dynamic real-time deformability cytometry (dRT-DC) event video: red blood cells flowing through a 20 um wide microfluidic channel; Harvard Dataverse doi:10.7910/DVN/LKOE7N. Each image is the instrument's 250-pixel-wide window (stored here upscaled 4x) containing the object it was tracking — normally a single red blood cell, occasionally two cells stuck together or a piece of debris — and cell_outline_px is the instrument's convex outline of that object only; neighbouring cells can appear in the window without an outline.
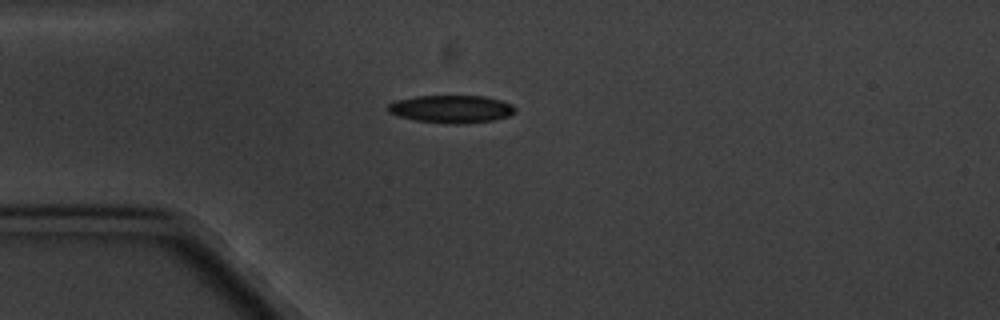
{"species": "common noctule bat (a hibernating species)", "species_latin": "Nyctalus noctula", "temperature_condition": "cold", "stored_images_in_passage": 13, "camera_frame_rate_fps": 3000, "um_per_image_px": 0.085, "animal": {"sex": "male", "body_mass_g": 20.1, "forearm_length_mm": 53.5}, "frame": {"image": 1, "passage_image": 1, "time_ms": 0.0, "image_size_px": [1000, 320], "cell_outline_px": [[516, 112], [508, 116], [492, 120], [460, 124], [456, 124], [416, 120], [396, 116], [388, 112], [388, 104], [396, 100], [416, 96], [484, 96], [500, 100], [512, 104], [516, 108]], "centroid_in_image_um": [38.36, 9.26], "position_along_channel_um": 46.6, "area_um2": 20.46}}
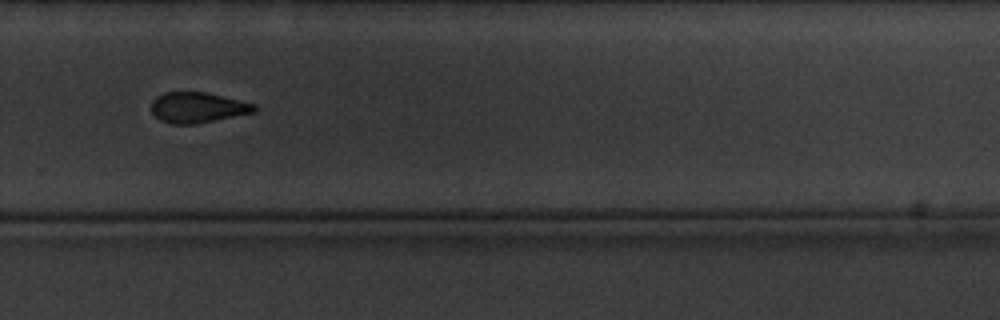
{"frame": {"image": 2, "passage_image": 8, "time_ms": 8.333, "image_size_px": [1000, 320], "cell_outline_px": [[256, 112], [196, 124], [172, 124], [160, 120], [152, 112], [152, 100], [156, 96], [164, 92], [204, 92], [256, 104]], "centroid_in_image_um": [16.79, 9.14], "position_along_channel_um": 313.0, "area_um2": 18.26}}
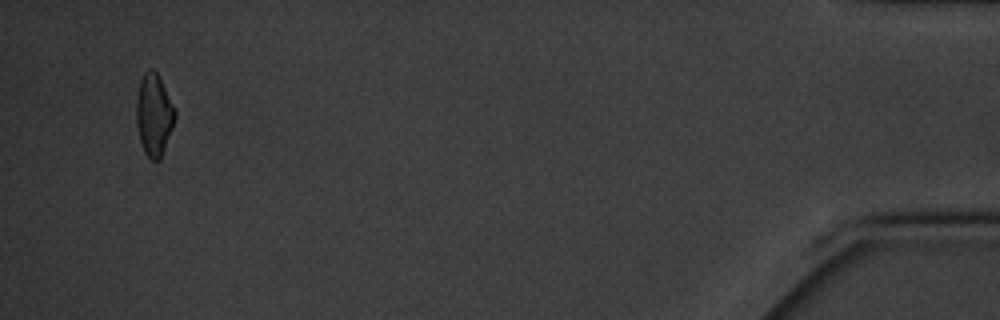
{"frame": {"image": 3, "passage_image": 13, "time_ms": 14.0, "image_size_px": [1000, 320], "cell_outline_px": [[176, 116], [172, 128], [160, 160], [152, 160], [144, 152], [140, 140], [136, 124], [136, 100], [140, 80], [144, 72], [148, 68], [152, 68], [156, 72], [176, 108]], "centroid_in_image_um": [13.08, 9.74], "position_along_channel_um": 422.1, "area_um2": 18.5}, "authors_computed_cell_mechanics": {"area_um2": 19.2474, "velocity_mm_per_s": 3.3389, "shape_relaxation_time_tau1_ms": 1.9323, "shape_relaxation_time_tau2_ms": 3.8384, "deformation_change_tau1": 0.0766, "deformation_change_tau2": 0.0929}}